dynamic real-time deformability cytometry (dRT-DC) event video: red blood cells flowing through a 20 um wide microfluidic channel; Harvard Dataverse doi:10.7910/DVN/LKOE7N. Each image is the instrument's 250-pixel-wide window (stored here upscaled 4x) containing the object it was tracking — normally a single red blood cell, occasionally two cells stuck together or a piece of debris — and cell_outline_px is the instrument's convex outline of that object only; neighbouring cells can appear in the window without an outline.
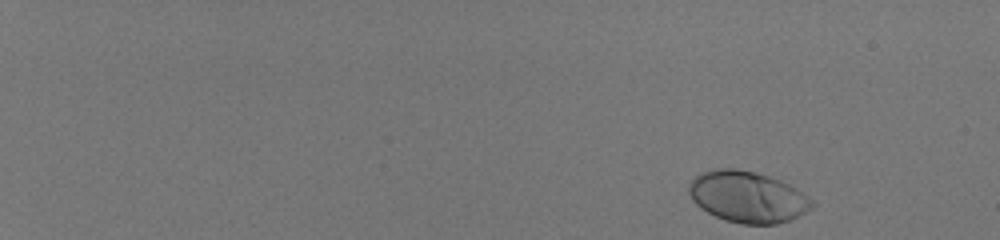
{"species": "human", "species_latin": "Homo sapiens", "temperature_condition": "room temperature", "stored_images_in_passage": 50, "camera_frame_rate_fps": 3000, "um_per_image_px": 0.085, "donor": {"sex": "male"}, "frame": {"image": 1, "passage_image": 1, "time_ms": 0.0, "image_size_px": [1000, 240], "cell_outline_px": [[816, 204], [812, 208], [788, 220], [776, 224], [740, 224], [724, 220], [700, 208], [692, 200], [688, 192], [688, 184], [700, 172], [716, 168], [736, 168], [768, 176], [780, 180], [796, 188], [808, 196]], "centroid_in_image_um": [63.51, 16.73], "position_along_channel_um": 21.5, "area_um2": 36.76}}
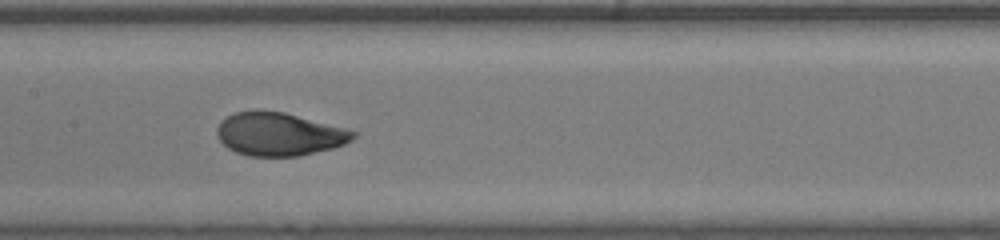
{"frame": {"image": 2, "passage_image": 28, "time_ms": 9.0, "image_size_px": [1000, 240], "cell_outline_px": [[356, 136], [352, 140], [344, 144], [332, 148], [300, 156], [248, 156], [236, 152], [228, 148], [216, 136], [216, 128], [228, 116], [236, 112], [260, 108], [284, 112], [344, 128], [356, 132]], "centroid_in_image_um": [23.7, 11.39], "position_along_channel_um": 183.7, "area_um2": 34.33}}
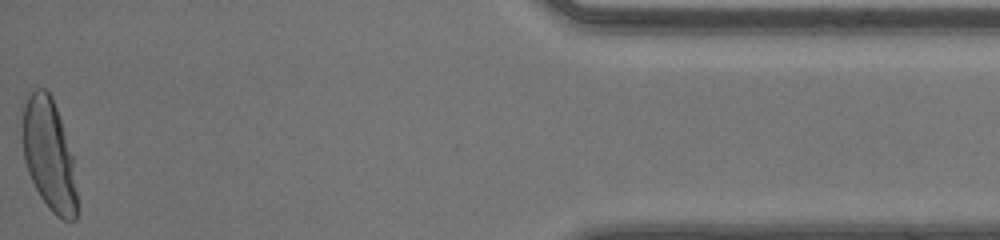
{"frame": {"image": 3, "passage_image": 50, "time_ms": 16.333, "image_size_px": [1000, 240], "cell_outline_px": [[80, 212], [76, 220], [64, 220], [56, 216], [48, 208], [40, 196], [28, 172], [24, 160], [20, 128], [24, 96], [28, 92], [36, 88], [44, 88], [52, 96], [72, 156], [80, 208]], "centroid_in_image_um": [4.15, 13.16], "position_along_channel_um": 431.1, "area_um2": 36.47}, "authors_computed_cell_mechanics": {"area_um2": 34.5644, "velocity_mm_per_s": 4.1206, "shape_relaxation_time_tau1_ms": 3.1485, "shape_relaxation_time_tau2_ms": null, "deformation_change_tau1": 0.1751, "deformation_change_tau2": null}}